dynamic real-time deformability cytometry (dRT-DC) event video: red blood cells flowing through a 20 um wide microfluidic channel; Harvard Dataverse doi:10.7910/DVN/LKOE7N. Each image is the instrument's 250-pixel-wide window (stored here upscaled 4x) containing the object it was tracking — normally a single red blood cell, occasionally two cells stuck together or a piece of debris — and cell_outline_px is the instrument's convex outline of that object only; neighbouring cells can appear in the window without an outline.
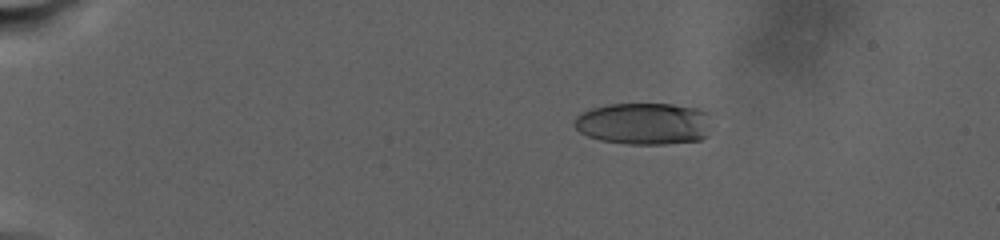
{"species": "human", "species_latin": "Homo sapiens", "temperature_condition": "warm", "stored_images_in_passage": 49, "camera_frame_rate_fps": 3000, "um_per_image_px": 0.085, "donor": {"sex": "male"}, "frame": {"image": 1, "passage_image": 10, "time_ms": 6.667, "image_size_px": [1000, 240], "cell_outline_px": [[708, 136], [700, 140], [664, 144], [628, 144], [600, 140], [588, 136], [580, 132], [572, 124], [576, 116], [592, 108], [608, 104], [672, 104], [700, 108], [708, 112]], "centroid_in_image_um": [54.73, 10.51], "position_along_channel_um": 30.3, "area_um2": 33.64}}
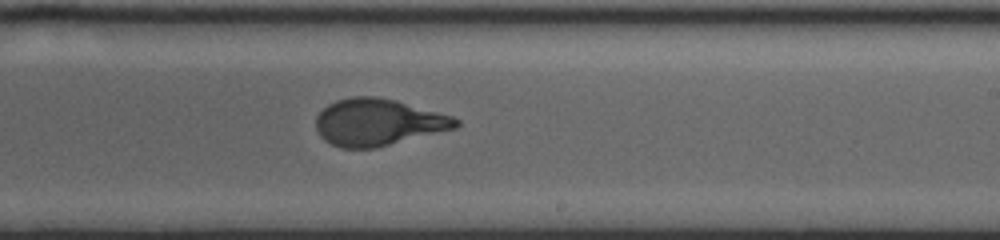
{"frame": {"image": 2, "passage_image": 31, "time_ms": 21.333, "image_size_px": [1000, 240], "cell_outline_px": [[460, 124], [456, 128], [376, 148], [340, 148], [324, 140], [320, 136], [316, 128], [316, 116], [328, 104], [336, 100], [352, 96], [376, 96], [396, 100], [452, 116], [460, 120]], "centroid_in_image_um": [32.12, 10.39], "position_along_channel_um": 256.9, "area_um2": 38.26}}
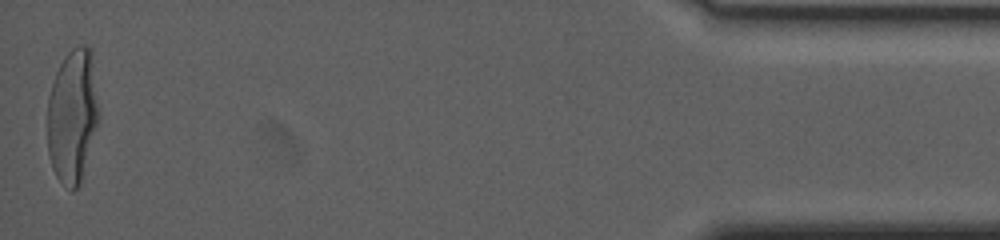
{"frame": {"image": 3, "passage_image": 49, "time_ms": 32.333, "image_size_px": [1000, 240], "cell_outline_px": [[100, 116], [80, 184], [72, 192], [56, 176], [52, 168], [48, 152], [48, 96], [56, 72], [64, 56], [76, 44], [84, 44], [92, 48]], "centroid_in_image_um": [6.19, 9.79], "position_along_channel_um": 429.0, "area_um2": 40.58}, "authors_computed_cell_mechanics": {"area_um2": 37.57, "velocity_mm_per_s": 2.2515, "shape_relaxation_time_tau1_ms": 8.36, "shape_relaxation_time_tau2_ms": null, "deformation_change_tau1": 0.2665, "deformation_change_tau2": null}}